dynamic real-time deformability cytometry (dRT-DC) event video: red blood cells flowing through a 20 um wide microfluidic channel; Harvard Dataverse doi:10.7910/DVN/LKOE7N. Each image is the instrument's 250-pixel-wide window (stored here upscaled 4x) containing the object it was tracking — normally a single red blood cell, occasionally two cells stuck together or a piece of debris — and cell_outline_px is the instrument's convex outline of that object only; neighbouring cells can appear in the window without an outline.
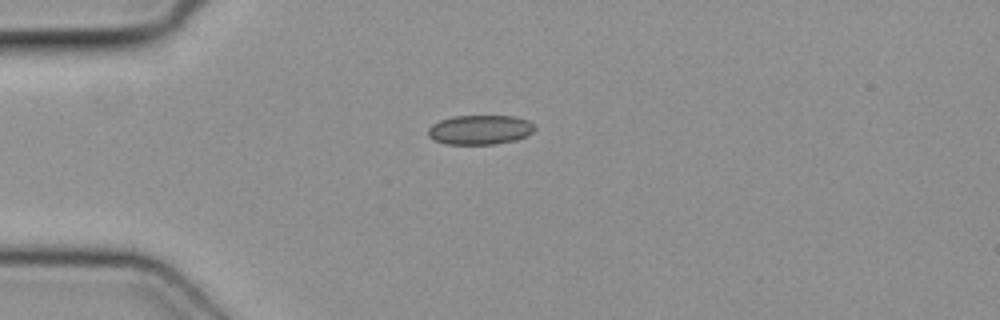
{"species": "common noctule bat (a hibernating species)", "species_latin": "Nyctalus noctula", "temperature_condition": "cold", "stored_images_in_passage": 5, "camera_frame_rate_fps": 3000, "um_per_image_px": 0.085, "animal": {"sex": "female", "body_mass_g": 19.3, "forearm_length_mm": 54.1}, "frame": {"image": 1, "passage_image": 5, "time_ms": 1.333, "image_size_px": [1000, 320], "cell_outline_px": [[536, 128], [528, 136], [516, 140], [496, 144], [444, 144], [432, 140], [428, 136], [428, 128], [432, 124], [440, 120], [456, 116], [516, 116], [528, 120], [536, 124]], "centroid_in_image_um": [40.82, 11.03], "position_along_channel_um": 44.2, "area_um2": 18.61}}